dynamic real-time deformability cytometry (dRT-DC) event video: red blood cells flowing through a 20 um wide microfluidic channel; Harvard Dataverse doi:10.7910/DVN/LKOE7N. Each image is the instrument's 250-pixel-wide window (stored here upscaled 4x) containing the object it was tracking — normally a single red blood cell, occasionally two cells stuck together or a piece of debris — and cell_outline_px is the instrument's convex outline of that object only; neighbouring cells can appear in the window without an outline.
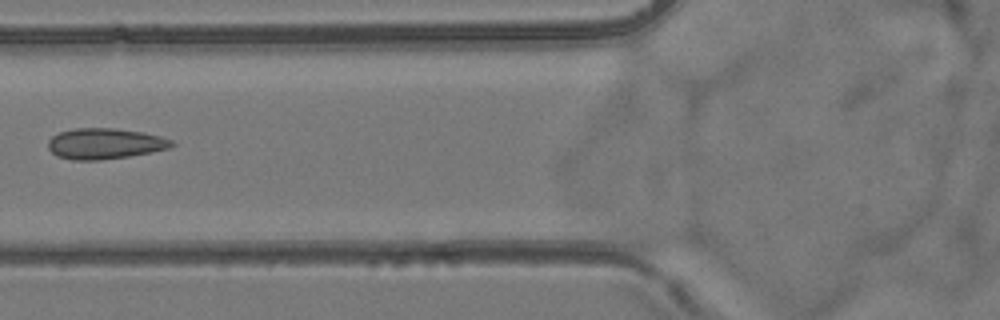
{"species": "common noctule bat (a hibernating species)", "species_latin": "Nyctalus noctula", "temperature_condition": "room temperature", "stored_images_in_passage": 7, "camera_frame_rate_fps": 3000, "um_per_image_px": 0.085, "animal": {"sex": "female", "body_mass_g": 24.6, "forearm_length_mm": 56.2}, "frame": {"image": 1, "passage_image": 6, "time_ms": 5.667, "image_size_px": [1000, 320], "cell_outline_px": [[176, 144], [168, 148], [152, 152], [128, 156], [100, 160], [72, 160], [56, 156], [48, 148], [48, 140], [52, 136], [60, 132], [76, 128], [116, 128], [144, 132], [160, 136], [172, 140]], "centroid_in_image_um": [8.91, 12.21], "position_along_channel_um": 116.9, "area_um2": 22.25}}
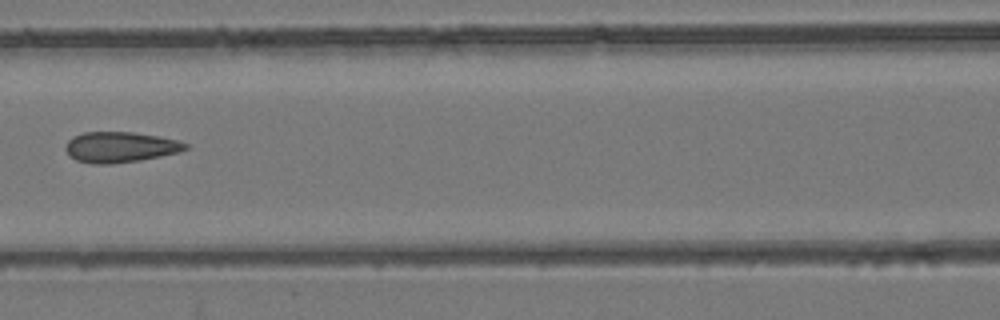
{"frame": {"image": 2, "passage_image": 7, "time_ms": 6.667, "image_size_px": [1000, 320], "cell_outline_px": [[188, 148], [180, 152], [140, 160], [112, 164], [92, 164], [76, 160], [68, 156], [64, 148], [68, 140], [72, 136], [84, 132], [132, 132], [160, 136], [176, 140], [188, 144]], "centroid_in_image_um": [10.18, 12.51], "position_along_channel_um": 156.4, "area_um2": 21.56}}